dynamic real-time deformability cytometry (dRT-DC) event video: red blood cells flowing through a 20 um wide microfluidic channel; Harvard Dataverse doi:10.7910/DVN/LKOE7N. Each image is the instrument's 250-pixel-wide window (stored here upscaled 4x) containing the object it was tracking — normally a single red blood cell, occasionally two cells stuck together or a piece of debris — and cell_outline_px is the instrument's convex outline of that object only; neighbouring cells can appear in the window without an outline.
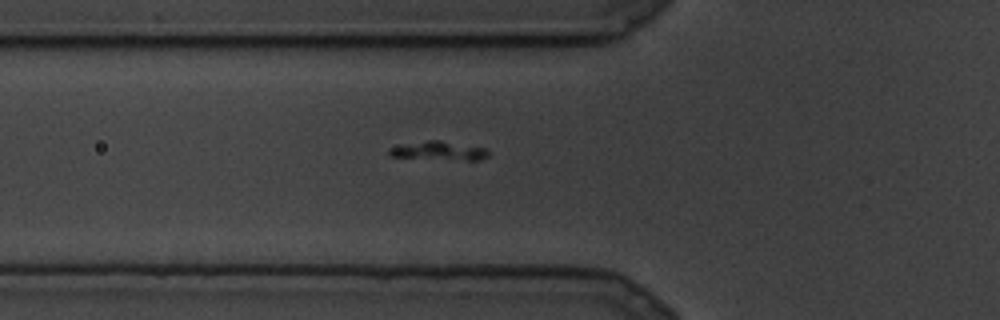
{"species": "common noctule bat (a hibernating species)", "species_latin": "Nyctalus noctula", "temperature_condition": "cold", "stored_images_in_passage": 15, "camera_frame_rate_fps": 3000, "um_per_image_px": 0.085, "animal": {"sex": "male", "body_mass_g": 19.5, "forearm_length_mm": 54.6}, "frame": {"image": 1, "passage_image": 11, "time_ms": 3.333, "image_size_px": [1000, 320], "cell_outline_px": [[488, 156], [480, 160], [468, 160], [388, 156], [388, 152], [392, 148], [404, 144], [428, 140], [440, 140], [484, 148], [488, 152]], "centroid_in_image_um": [37.33, 12.81], "position_along_channel_um": 88.5, "area_um2": 10.46}}
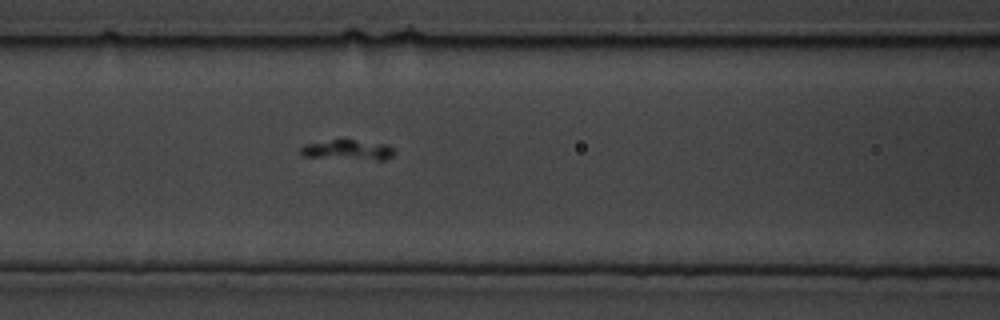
{"frame": {"image": 2, "passage_image": 13, "time_ms": 4.0, "image_size_px": [1000, 320], "cell_outline_px": [[396, 152], [392, 156], [384, 160], [376, 160], [300, 156], [300, 148], [304, 144], [332, 140], [352, 140], [388, 144]], "centroid_in_image_um": [29.57, 12.75], "position_along_channel_um": 137.0, "area_um2": 10.92}}
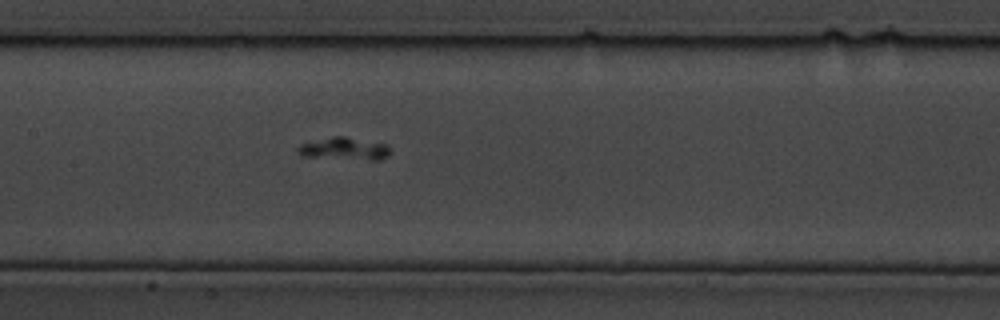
{"frame": {"image": 3, "passage_image": 15, "time_ms": 4.667, "image_size_px": [1000, 320], "cell_outline_px": [[392, 152], [388, 156], [380, 160], [372, 160], [300, 156], [296, 152], [296, 148], [300, 144], [332, 136], [344, 136], [388, 144], [392, 148]], "centroid_in_image_um": [29.31, 12.64], "position_along_channel_um": 178.1, "area_um2": 12.37}}